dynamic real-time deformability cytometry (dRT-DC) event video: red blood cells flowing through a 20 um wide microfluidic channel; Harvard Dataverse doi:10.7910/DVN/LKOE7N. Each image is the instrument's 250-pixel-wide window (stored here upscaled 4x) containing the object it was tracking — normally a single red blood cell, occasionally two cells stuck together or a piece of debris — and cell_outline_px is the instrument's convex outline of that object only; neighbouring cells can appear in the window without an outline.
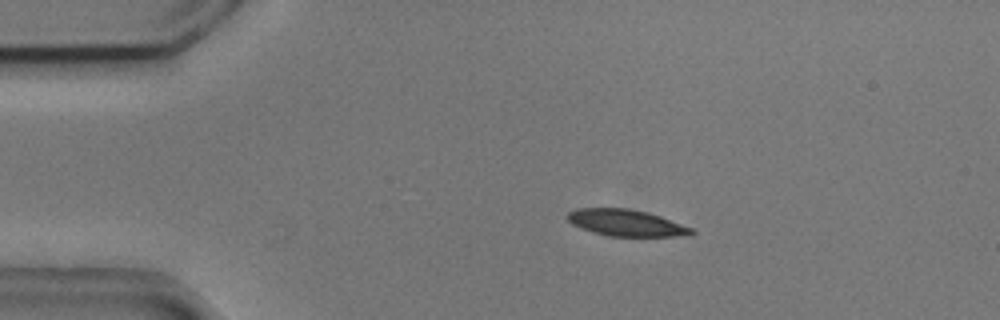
{"species": "common noctule bat (a hibernating species)", "species_latin": "Nyctalus noctula", "temperature_condition": "cold", "stored_images_in_passage": 4, "segment_of_instrument_passage": [1, 2], "camera_frame_rate_fps": 3000, "um_per_image_px": 0.085, "animal": {"sex": "male", "body_mass_g": 20.5, "forearm_length_mm": 52.5}, "frame": {"image": 1, "passage_image": 2, "time_ms": 0.333, "image_size_px": [1000, 320], "cell_outline_px": [[696, 232], [688, 236], [608, 236], [592, 232], [580, 228], [572, 224], [564, 216], [568, 212], [576, 208], [628, 208], [648, 212], [660, 216], [692, 228]], "centroid_in_image_um": [53.19, 18.94], "position_along_channel_um": 31.8, "area_um2": 19.36}}